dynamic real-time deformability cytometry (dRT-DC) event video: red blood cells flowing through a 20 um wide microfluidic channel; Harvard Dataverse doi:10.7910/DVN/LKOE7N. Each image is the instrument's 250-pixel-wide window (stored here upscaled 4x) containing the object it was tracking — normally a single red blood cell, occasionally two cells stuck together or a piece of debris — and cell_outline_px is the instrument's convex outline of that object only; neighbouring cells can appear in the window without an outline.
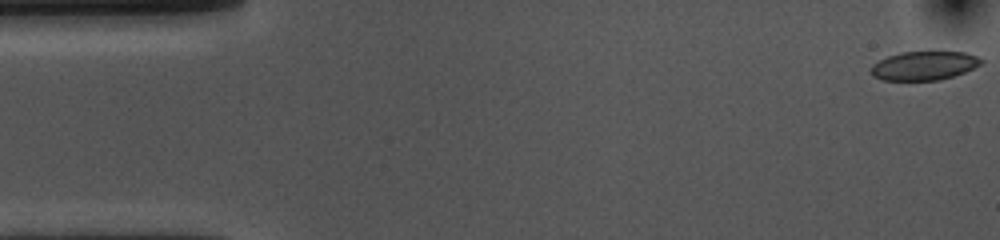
{"species": "common noctule bat (a hibernating species)", "species_latin": "Nyctalus noctula", "temperature_condition": "cold", "stored_images_in_passage": 54, "camera_frame_rate_fps": 3000, "um_per_image_px": 0.085, "animal": {"sex": "female", "body_mass_g": 10.0, "forearm_length_mm": 53.1}, "frame": {"image": 1, "passage_image": 1, "time_ms": 0.0, "image_size_px": [1000, 240], "cell_outline_px": [[984, 60], [980, 64], [964, 72], [940, 80], [884, 80], [872, 76], [872, 64], [888, 56], [904, 52], [964, 52], [976, 56]], "centroid_in_image_um": [78.54, 5.58], "position_along_channel_um": 6.5, "area_um2": 18.21}}
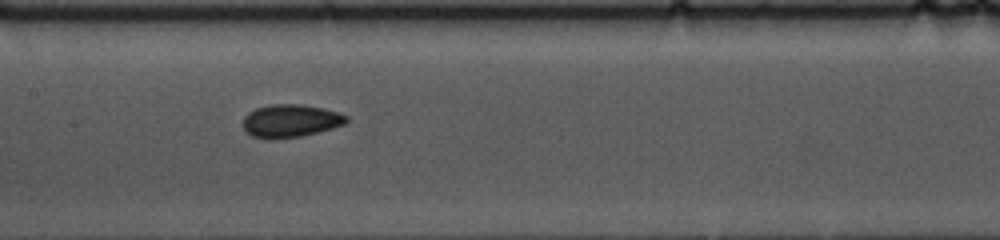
{"frame": {"image": 2, "passage_image": 25, "time_ms": 8.0, "image_size_px": [1000, 240], "cell_outline_px": [[348, 120], [344, 124], [332, 128], [300, 136], [276, 140], [272, 140], [252, 136], [244, 132], [244, 116], [248, 112], [256, 108], [272, 104], [300, 104], [324, 108], [348, 116]], "centroid_in_image_um": [24.66, 10.28], "position_along_channel_um": 182.7, "area_um2": 19.88}}
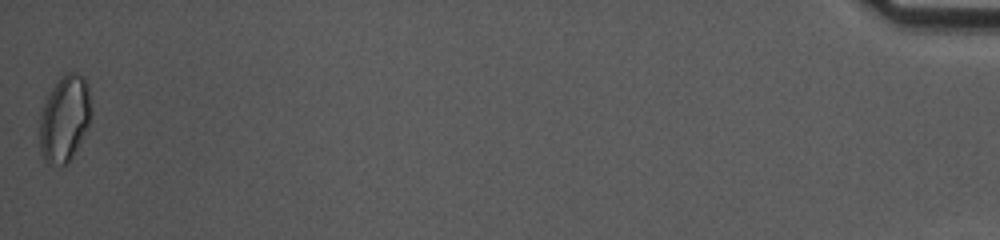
{"frame": {"image": 3, "passage_image": 54, "time_ms": 17.667, "image_size_px": [1000, 240], "cell_outline_px": [[92, 112], [88, 124], [68, 164], [48, 164], [44, 160], [40, 152], [40, 116], [44, 96], [56, 80], [64, 72], [76, 72], [84, 76], [88, 88], [92, 108]], "centroid_in_image_um": [5.46, 10.01], "position_along_channel_um": 429.7, "area_um2": 26.3}, "authors_computed_cell_mechanics": {"area_um2": 19.1896, "velocity_mm_per_s": 3.6281, "shape_relaxation_time_tau1_ms": 5.391, "shape_relaxation_time_tau2_ms": 2.255, "deformation_change_tau1": 0.0956, "deformation_change_tau2": 0.0664}}